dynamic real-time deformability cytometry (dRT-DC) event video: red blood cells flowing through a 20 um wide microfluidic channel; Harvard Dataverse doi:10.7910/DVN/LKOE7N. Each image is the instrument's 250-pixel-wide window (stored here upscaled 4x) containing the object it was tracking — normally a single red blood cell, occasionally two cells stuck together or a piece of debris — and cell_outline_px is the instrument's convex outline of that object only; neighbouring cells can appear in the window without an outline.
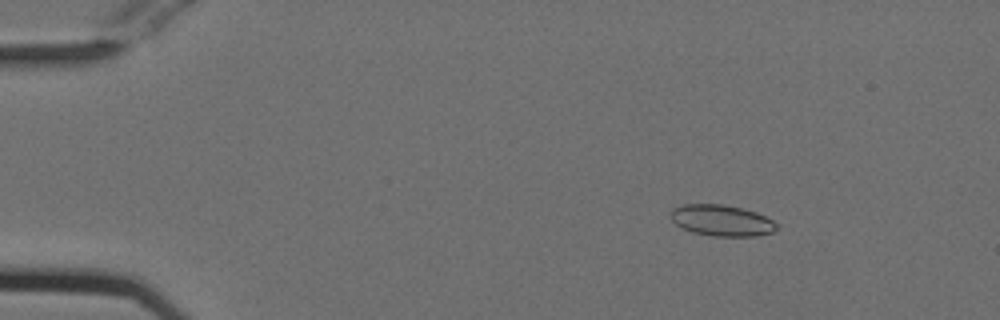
{"species": "Egyptian fruit bat (a non-hibernating species)", "species_latin": "Rousettus aegyptiacus", "temperature_condition": "cold", "stored_images_in_passage": 53, "camera_frame_rate_fps": 3000, "um_per_image_px": 0.085, "animal": {"sex": "female"}, "frame": {"image": 1, "passage_image": 7, "time_ms": 2.0, "image_size_px": [1000, 320], "cell_outline_px": [[780, 228], [772, 232], [756, 236], [712, 236], [692, 232], [676, 224], [668, 216], [672, 208], [684, 204], [724, 204], [756, 212], [780, 224]], "centroid_in_image_um": [61.35, 18.74], "position_along_channel_um": 23.7, "area_um2": 19.42}}
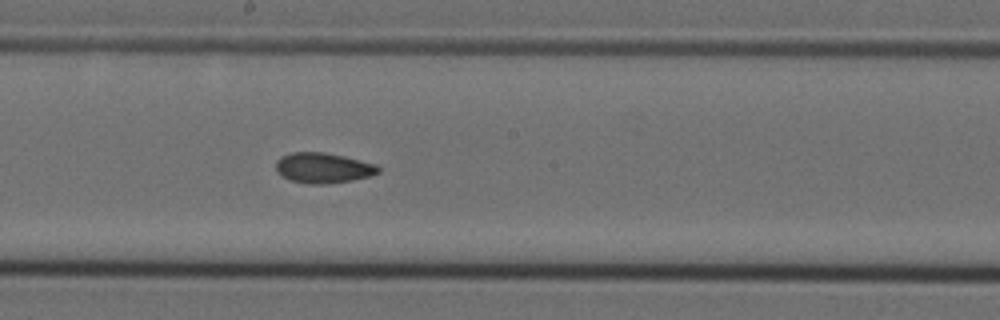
{"frame": {"image": 2, "passage_image": 29, "time_ms": 9.333, "image_size_px": [1000, 320], "cell_outline_px": [[380, 172], [372, 176], [352, 180], [328, 184], [308, 184], [288, 180], [276, 172], [276, 160], [280, 156], [292, 152], [324, 152], [344, 156], [376, 164], [380, 168]], "centroid_in_image_um": [27.45, 14.28], "position_along_channel_um": 220.7, "area_um2": 18.38}}
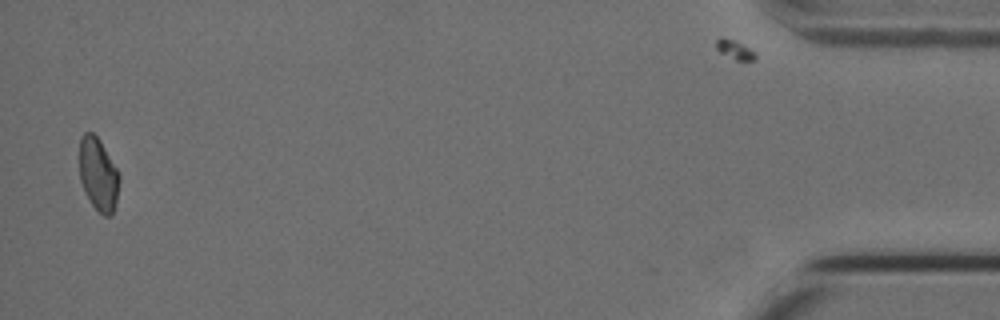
{"frame": {"image": 3, "passage_image": 52, "time_ms": 17.0, "image_size_px": [1000, 320], "cell_outline_px": [[120, 180], [116, 200], [112, 212], [108, 216], [104, 216], [92, 204], [80, 180], [80, 136], [84, 132], [92, 132], [100, 140], [116, 168], [120, 176]], "centroid_in_image_um": [8.35, 14.78], "position_along_channel_um": 426.8, "area_um2": 16.59}, "authors_computed_cell_mechanics": {"area_um2": 18.0914, "velocity_mm_per_s": 3.7913, "shape_relaxation_time_tau1_ms": null, "shape_relaxation_time_tau2_ms": 5.3453, "deformation_change_tau1": null, "deformation_change_tau2": 0.0757}}